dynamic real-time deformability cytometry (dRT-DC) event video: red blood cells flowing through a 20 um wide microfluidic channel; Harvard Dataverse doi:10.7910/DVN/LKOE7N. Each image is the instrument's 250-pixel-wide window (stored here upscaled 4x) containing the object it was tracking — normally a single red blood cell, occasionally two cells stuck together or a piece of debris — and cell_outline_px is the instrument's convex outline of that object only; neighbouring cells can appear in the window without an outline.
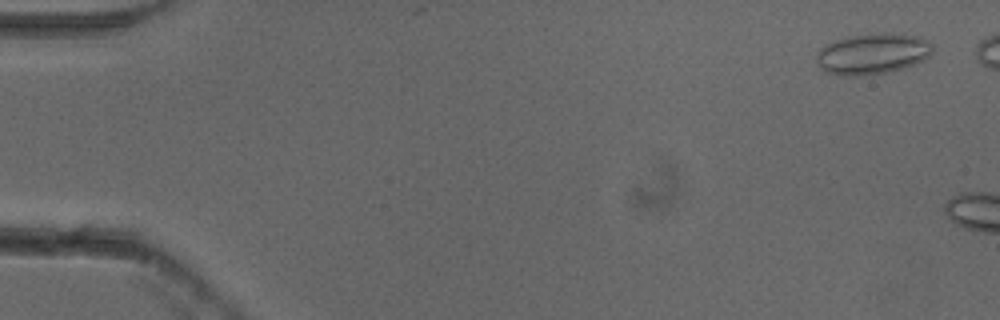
{"species": "common noctule bat (a hibernating species)", "species_latin": "Nyctalus noctula", "temperature_condition": "cold", "stored_images_in_passage": 6, "camera_frame_rate_fps": 3000, "um_per_image_px": 0.085, "animal": {"sex": "female"}, "frame": {"image": 1, "passage_image": 1, "time_ms": 0.0, "image_size_px": [1000, 320], "cell_outline_px": [[932, 52], [924, 60], [904, 68], [888, 72], [860, 76], [840, 76], [824, 72], [820, 68], [816, 60], [816, 52], [820, 48], [836, 40], [848, 36], [880, 32], [892, 32], [920, 36], [928, 40], [932, 44]], "centroid_in_image_um": [74.16, 4.57], "position_along_channel_um": 10.8, "area_um2": 28.21}}